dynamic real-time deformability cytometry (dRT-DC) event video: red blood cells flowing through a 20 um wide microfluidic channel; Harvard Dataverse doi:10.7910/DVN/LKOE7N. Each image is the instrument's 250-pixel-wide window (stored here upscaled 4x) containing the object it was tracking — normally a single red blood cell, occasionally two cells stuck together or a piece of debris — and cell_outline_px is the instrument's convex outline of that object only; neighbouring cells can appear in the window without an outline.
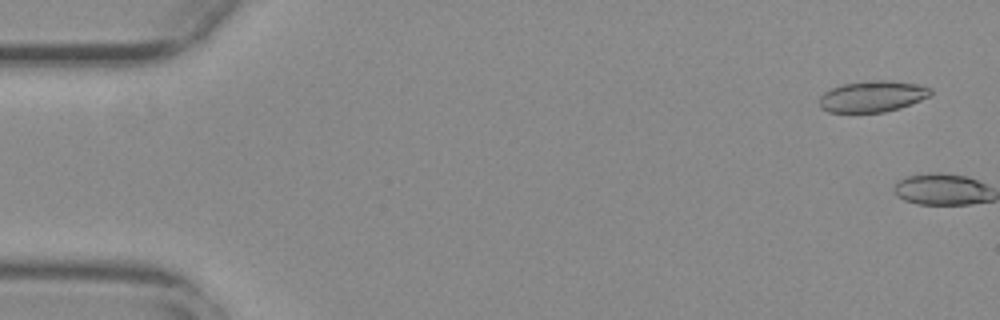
{"species": "common noctule bat (a hibernating species)", "species_latin": "Nyctalus noctula", "temperature_condition": "warm", "stored_images_in_passage": 4, "camera_frame_rate_fps": 3000, "um_per_image_px": 0.085, "animal": {"sex": "female", "body_mass_g": 29.2, "forearm_length_mm": 56.3}, "frame": {"image": 1, "passage_image": 3, "time_ms": 0.667, "image_size_px": [1000, 320], "cell_outline_px": [[932, 92], [928, 96], [920, 100], [900, 108], [884, 112], [828, 112], [820, 108], [820, 96], [824, 92], [832, 88], [844, 84], [876, 80], [888, 80], [916, 84], [932, 88]], "centroid_in_image_um": [74.15, 8.2], "position_along_channel_um": 10.9, "area_um2": 20.0}}